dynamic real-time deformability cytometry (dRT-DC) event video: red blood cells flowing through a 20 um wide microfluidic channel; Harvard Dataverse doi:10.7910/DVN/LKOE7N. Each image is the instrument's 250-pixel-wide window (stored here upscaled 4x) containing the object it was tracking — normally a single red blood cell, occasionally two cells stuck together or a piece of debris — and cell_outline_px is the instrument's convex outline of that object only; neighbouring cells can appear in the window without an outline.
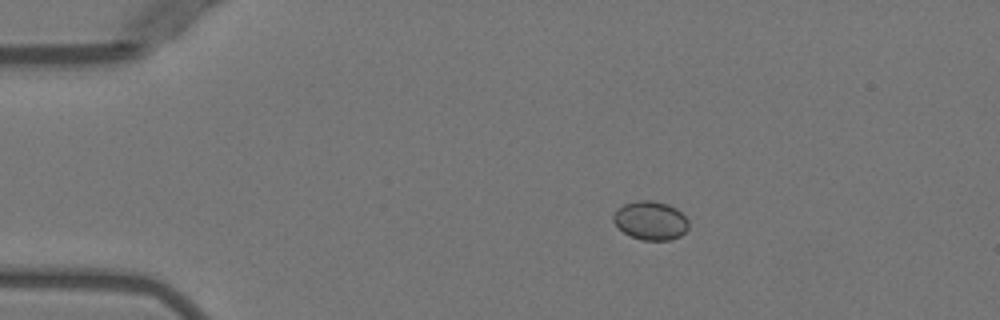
{"species": "Egyptian fruit bat (a non-hibernating species)", "species_latin": "Rousettus aegyptiacus", "temperature_condition": "warm", "stored_images_in_passage": 7, "camera_frame_rate_fps": 3000, "um_per_image_px": 0.085, "animal": {"sex": "female"}, "frame": {"image": 1, "passage_image": 3, "time_ms": 2.333, "image_size_px": [1000, 320], "cell_outline_px": [[688, 228], [680, 236], [668, 240], [644, 240], [632, 236], [624, 232], [612, 220], [612, 216], [624, 204], [636, 200], [652, 200], [668, 204], [676, 208], [688, 220]], "centroid_in_image_um": [55.31, 18.73], "position_along_channel_um": 29.7, "area_um2": 16.76}}
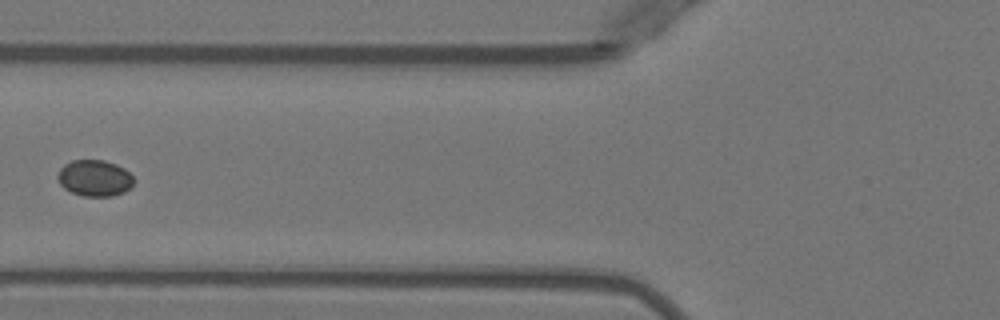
{"frame": {"image": 2, "passage_image": 6, "time_ms": 6.0, "image_size_px": [1000, 320], "cell_outline_px": [[136, 180], [132, 188], [124, 192], [112, 196], [84, 196], [72, 192], [64, 188], [60, 184], [56, 176], [60, 168], [64, 164], [72, 160], [104, 160], [116, 164], [124, 168]], "centroid_in_image_um": [8.06, 15.14], "position_along_channel_um": 117.7, "area_um2": 16.3}}
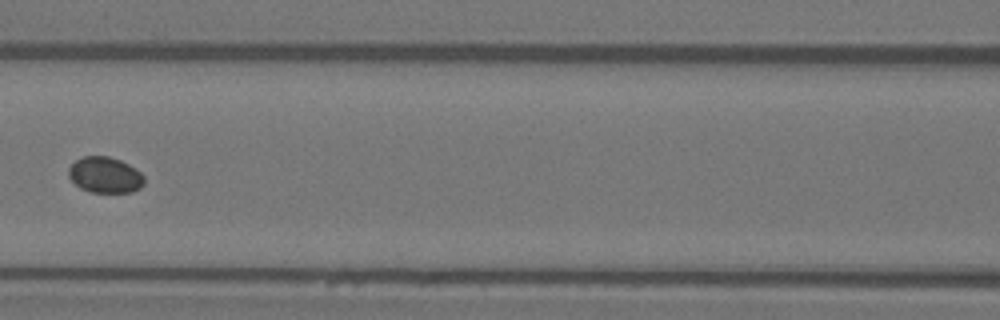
{"frame": {"image": 3, "passage_image": 7, "time_ms": 7.0, "image_size_px": [1000, 320], "cell_outline_px": [[144, 184], [140, 188], [132, 192], [92, 192], [80, 188], [68, 176], [68, 168], [76, 160], [84, 156], [108, 156], [120, 160], [128, 164], [140, 172], [144, 176]], "centroid_in_image_um": [8.93, 14.87], "position_along_channel_um": 157.7, "area_um2": 15.78}}